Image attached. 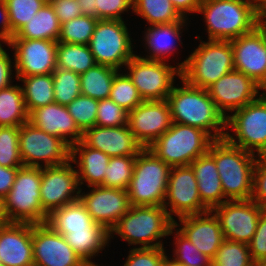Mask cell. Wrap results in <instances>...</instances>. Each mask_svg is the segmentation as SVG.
Here are the masks:
<instances>
[{"label": "cell", "mask_w": 266, "mask_h": 266, "mask_svg": "<svg viewBox=\"0 0 266 266\" xmlns=\"http://www.w3.org/2000/svg\"><path fill=\"white\" fill-rule=\"evenodd\" d=\"M254 266H266V259L254 263Z\"/></svg>", "instance_id": "cell-62"}, {"label": "cell", "mask_w": 266, "mask_h": 266, "mask_svg": "<svg viewBox=\"0 0 266 266\" xmlns=\"http://www.w3.org/2000/svg\"><path fill=\"white\" fill-rule=\"evenodd\" d=\"M172 125L167 100L143 101L128 112V126L136 140L148 148Z\"/></svg>", "instance_id": "cell-17"}, {"label": "cell", "mask_w": 266, "mask_h": 266, "mask_svg": "<svg viewBox=\"0 0 266 266\" xmlns=\"http://www.w3.org/2000/svg\"><path fill=\"white\" fill-rule=\"evenodd\" d=\"M86 146L110 157L137 155L143 146L136 140L128 125L120 127L93 126L82 133Z\"/></svg>", "instance_id": "cell-22"}, {"label": "cell", "mask_w": 266, "mask_h": 266, "mask_svg": "<svg viewBox=\"0 0 266 266\" xmlns=\"http://www.w3.org/2000/svg\"><path fill=\"white\" fill-rule=\"evenodd\" d=\"M19 149L22 163L27 167L57 166L71 160V146L68 143L34 127L30 122L20 126ZM38 161H43L45 165Z\"/></svg>", "instance_id": "cell-11"}, {"label": "cell", "mask_w": 266, "mask_h": 266, "mask_svg": "<svg viewBox=\"0 0 266 266\" xmlns=\"http://www.w3.org/2000/svg\"><path fill=\"white\" fill-rule=\"evenodd\" d=\"M109 98L127 112L133 110L143 102L136 86L132 83L128 75H123L120 72L114 77Z\"/></svg>", "instance_id": "cell-43"}, {"label": "cell", "mask_w": 266, "mask_h": 266, "mask_svg": "<svg viewBox=\"0 0 266 266\" xmlns=\"http://www.w3.org/2000/svg\"><path fill=\"white\" fill-rule=\"evenodd\" d=\"M204 216V217H203ZM182 227L178 230L211 260L224 242L219 221L212 211L178 218Z\"/></svg>", "instance_id": "cell-24"}, {"label": "cell", "mask_w": 266, "mask_h": 266, "mask_svg": "<svg viewBox=\"0 0 266 266\" xmlns=\"http://www.w3.org/2000/svg\"><path fill=\"white\" fill-rule=\"evenodd\" d=\"M2 266H34L32 224L8 223L0 227Z\"/></svg>", "instance_id": "cell-23"}, {"label": "cell", "mask_w": 266, "mask_h": 266, "mask_svg": "<svg viewBox=\"0 0 266 266\" xmlns=\"http://www.w3.org/2000/svg\"><path fill=\"white\" fill-rule=\"evenodd\" d=\"M181 79L202 89L208 88L223 75L234 70V53L230 41L208 40L178 63Z\"/></svg>", "instance_id": "cell-5"}, {"label": "cell", "mask_w": 266, "mask_h": 266, "mask_svg": "<svg viewBox=\"0 0 266 266\" xmlns=\"http://www.w3.org/2000/svg\"><path fill=\"white\" fill-rule=\"evenodd\" d=\"M231 127L236 138L228 132L224 138L250 153L255 154L256 150L259 157L266 149V93L259 94L256 100L235 110L232 115L228 114L226 129Z\"/></svg>", "instance_id": "cell-9"}, {"label": "cell", "mask_w": 266, "mask_h": 266, "mask_svg": "<svg viewBox=\"0 0 266 266\" xmlns=\"http://www.w3.org/2000/svg\"><path fill=\"white\" fill-rule=\"evenodd\" d=\"M190 165L195 172L202 204L211 211L226 202L227 199H224L222 182L214 158L207 152L195 159Z\"/></svg>", "instance_id": "cell-26"}, {"label": "cell", "mask_w": 266, "mask_h": 266, "mask_svg": "<svg viewBox=\"0 0 266 266\" xmlns=\"http://www.w3.org/2000/svg\"><path fill=\"white\" fill-rule=\"evenodd\" d=\"M16 78L24 83L21 88L28 114L37 108L55 102L52 74Z\"/></svg>", "instance_id": "cell-32"}, {"label": "cell", "mask_w": 266, "mask_h": 266, "mask_svg": "<svg viewBox=\"0 0 266 266\" xmlns=\"http://www.w3.org/2000/svg\"><path fill=\"white\" fill-rule=\"evenodd\" d=\"M6 223L2 210V200L0 199V227Z\"/></svg>", "instance_id": "cell-59"}, {"label": "cell", "mask_w": 266, "mask_h": 266, "mask_svg": "<svg viewBox=\"0 0 266 266\" xmlns=\"http://www.w3.org/2000/svg\"><path fill=\"white\" fill-rule=\"evenodd\" d=\"M213 141L203 129L172 123L148 148L170 167L187 166L206 154Z\"/></svg>", "instance_id": "cell-8"}, {"label": "cell", "mask_w": 266, "mask_h": 266, "mask_svg": "<svg viewBox=\"0 0 266 266\" xmlns=\"http://www.w3.org/2000/svg\"><path fill=\"white\" fill-rule=\"evenodd\" d=\"M34 266H82L85 262L47 223L32 224Z\"/></svg>", "instance_id": "cell-19"}, {"label": "cell", "mask_w": 266, "mask_h": 266, "mask_svg": "<svg viewBox=\"0 0 266 266\" xmlns=\"http://www.w3.org/2000/svg\"><path fill=\"white\" fill-rule=\"evenodd\" d=\"M260 24L263 26V28L266 30V13L261 15L260 17Z\"/></svg>", "instance_id": "cell-60"}, {"label": "cell", "mask_w": 266, "mask_h": 266, "mask_svg": "<svg viewBox=\"0 0 266 266\" xmlns=\"http://www.w3.org/2000/svg\"><path fill=\"white\" fill-rule=\"evenodd\" d=\"M29 122L22 88L10 85L0 89V127L21 126Z\"/></svg>", "instance_id": "cell-34"}, {"label": "cell", "mask_w": 266, "mask_h": 266, "mask_svg": "<svg viewBox=\"0 0 266 266\" xmlns=\"http://www.w3.org/2000/svg\"><path fill=\"white\" fill-rule=\"evenodd\" d=\"M98 19L82 15L61 24L57 42L89 45Z\"/></svg>", "instance_id": "cell-38"}, {"label": "cell", "mask_w": 266, "mask_h": 266, "mask_svg": "<svg viewBox=\"0 0 266 266\" xmlns=\"http://www.w3.org/2000/svg\"><path fill=\"white\" fill-rule=\"evenodd\" d=\"M180 226L174 221V229L176 230L174 257L172 259L184 266H212V260L200 252L187 237H185L176 227Z\"/></svg>", "instance_id": "cell-44"}, {"label": "cell", "mask_w": 266, "mask_h": 266, "mask_svg": "<svg viewBox=\"0 0 266 266\" xmlns=\"http://www.w3.org/2000/svg\"><path fill=\"white\" fill-rule=\"evenodd\" d=\"M66 107L82 133L96 125L98 100L81 94Z\"/></svg>", "instance_id": "cell-45"}, {"label": "cell", "mask_w": 266, "mask_h": 266, "mask_svg": "<svg viewBox=\"0 0 266 266\" xmlns=\"http://www.w3.org/2000/svg\"><path fill=\"white\" fill-rule=\"evenodd\" d=\"M165 257L164 247L133 248L123 266H162Z\"/></svg>", "instance_id": "cell-47"}, {"label": "cell", "mask_w": 266, "mask_h": 266, "mask_svg": "<svg viewBox=\"0 0 266 266\" xmlns=\"http://www.w3.org/2000/svg\"><path fill=\"white\" fill-rule=\"evenodd\" d=\"M54 97L57 104L67 106L81 95L80 74L70 70L56 68L52 73Z\"/></svg>", "instance_id": "cell-40"}, {"label": "cell", "mask_w": 266, "mask_h": 266, "mask_svg": "<svg viewBox=\"0 0 266 266\" xmlns=\"http://www.w3.org/2000/svg\"><path fill=\"white\" fill-rule=\"evenodd\" d=\"M0 15L2 17L0 22L2 28L0 31V40L7 43L10 40V23L4 0H0Z\"/></svg>", "instance_id": "cell-55"}, {"label": "cell", "mask_w": 266, "mask_h": 266, "mask_svg": "<svg viewBox=\"0 0 266 266\" xmlns=\"http://www.w3.org/2000/svg\"><path fill=\"white\" fill-rule=\"evenodd\" d=\"M69 162L41 167L40 202L47 216L54 210L79 200L82 188L79 185L77 170Z\"/></svg>", "instance_id": "cell-13"}, {"label": "cell", "mask_w": 266, "mask_h": 266, "mask_svg": "<svg viewBox=\"0 0 266 266\" xmlns=\"http://www.w3.org/2000/svg\"><path fill=\"white\" fill-rule=\"evenodd\" d=\"M61 23L47 2L12 38L58 41Z\"/></svg>", "instance_id": "cell-29"}, {"label": "cell", "mask_w": 266, "mask_h": 266, "mask_svg": "<svg viewBox=\"0 0 266 266\" xmlns=\"http://www.w3.org/2000/svg\"><path fill=\"white\" fill-rule=\"evenodd\" d=\"M29 122L48 134L60 137L70 146L82 140V132L67 107L56 102L33 110L29 114Z\"/></svg>", "instance_id": "cell-25"}, {"label": "cell", "mask_w": 266, "mask_h": 266, "mask_svg": "<svg viewBox=\"0 0 266 266\" xmlns=\"http://www.w3.org/2000/svg\"><path fill=\"white\" fill-rule=\"evenodd\" d=\"M261 89L264 90L263 93H266V82L261 86Z\"/></svg>", "instance_id": "cell-63"}, {"label": "cell", "mask_w": 266, "mask_h": 266, "mask_svg": "<svg viewBox=\"0 0 266 266\" xmlns=\"http://www.w3.org/2000/svg\"><path fill=\"white\" fill-rule=\"evenodd\" d=\"M258 158L262 160L264 163H266V149L261 153V155Z\"/></svg>", "instance_id": "cell-61"}, {"label": "cell", "mask_w": 266, "mask_h": 266, "mask_svg": "<svg viewBox=\"0 0 266 266\" xmlns=\"http://www.w3.org/2000/svg\"><path fill=\"white\" fill-rule=\"evenodd\" d=\"M173 230L174 221L163 206H131L109 233L110 238L116 233L130 245L157 248L163 247L158 239L173 234Z\"/></svg>", "instance_id": "cell-4"}, {"label": "cell", "mask_w": 266, "mask_h": 266, "mask_svg": "<svg viewBox=\"0 0 266 266\" xmlns=\"http://www.w3.org/2000/svg\"><path fill=\"white\" fill-rule=\"evenodd\" d=\"M77 154L79 156L78 160L76 159ZM110 158L102 151L86 146L82 141L72 145L70 162L78 164L79 185L86 181L88 183L87 187L101 186Z\"/></svg>", "instance_id": "cell-27"}, {"label": "cell", "mask_w": 266, "mask_h": 266, "mask_svg": "<svg viewBox=\"0 0 266 266\" xmlns=\"http://www.w3.org/2000/svg\"><path fill=\"white\" fill-rule=\"evenodd\" d=\"M132 11L145 18L151 26L186 21L170 0H133Z\"/></svg>", "instance_id": "cell-36"}, {"label": "cell", "mask_w": 266, "mask_h": 266, "mask_svg": "<svg viewBox=\"0 0 266 266\" xmlns=\"http://www.w3.org/2000/svg\"><path fill=\"white\" fill-rule=\"evenodd\" d=\"M209 40L231 41L254 30L261 15L249 0H202Z\"/></svg>", "instance_id": "cell-3"}, {"label": "cell", "mask_w": 266, "mask_h": 266, "mask_svg": "<svg viewBox=\"0 0 266 266\" xmlns=\"http://www.w3.org/2000/svg\"><path fill=\"white\" fill-rule=\"evenodd\" d=\"M118 72L115 68L95 64L80 74L81 94L98 101L109 98L114 77Z\"/></svg>", "instance_id": "cell-33"}, {"label": "cell", "mask_w": 266, "mask_h": 266, "mask_svg": "<svg viewBox=\"0 0 266 266\" xmlns=\"http://www.w3.org/2000/svg\"><path fill=\"white\" fill-rule=\"evenodd\" d=\"M170 258H168L167 256L164 258V261L162 263V266H184L181 265L180 263H177L174 260H169Z\"/></svg>", "instance_id": "cell-58"}, {"label": "cell", "mask_w": 266, "mask_h": 266, "mask_svg": "<svg viewBox=\"0 0 266 266\" xmlns=\"http://www.w3.org/2000/svg\"><path fill=\"white\" fill-rule=\"evenodd\" d=\"M251 199L266 209V163L259 158L254 168Z\"/></svg>", "instance_id": "cell-50"}, {"label": "cell", "mask_w": 266, "mask_h": 266, "mask_svg": "<svg viewBox=\"0 0 266 266\" xmlns=\"http://www.w3.org/2000/svg\"><path fill=\"white\" fill-rule=\"evenodd\" d=\"M255 7L256 11L263 15L266 13V0H249Z\"/></svg>", "instance_id": "cell-57"}, {"label": "cell", "mask_w": 266, "mask_h": 266, "mask_svg": "<svg viewBox=\"0 0 266 266\" xmlns=\"http://www.w3.org/2000/svg\"><path fill=\"white\" fill-rule=\"evenodd\" d=\"M96 19L122 20L121 14L133 8V0H94Z\"/></svg>", "instance_id": "cell-48"}, {"label": "cell", "mask_w": 266, "mask_h": 266, "mask_svg": "<svg viewBox=\"0 0 266 266\" xmlns=\"http://www.w3.org/2000/svg\"><path fill=\"white\" fill-rule=\"evenodd\" d=\"M95 64L89 45L57 42L56 68L82 74Z\"/></svg>", "instance_id": "cell-35"}, {"label": "cell", "mask_w": 266, "mask_h": 266, "mask_svg": "<svg viewBox=\"0 0 266 266\" xmlns=\"http://www.w3.org/2000/svg\"><path fill=\"white\" fill-rule=\"evenodd\" d=\"M212 266H254L249 245L225 239L212 259Z\"/></svg>", "instance_id": "cell-41"}, {"label": "cell", "mask_w": 266, "mask_h": 266, "mask_svg": "<svg viewBox=\"0 0 266 266\" xmlns=\"http://www.w3.org/2000/svg\"><path fill=\"white\" fill-rule=\"evenodd\" d=\"M129 35L123 20H98L89 43L96 64L117 70L126 65L135 56Z\"/></svg>", "instance_id": "cell-10"}, {"label": "cell", "mask_w": 266, "mask_h": 266, "mask_svg": "<svg viewBox=\"0 0 266 266\" xmlns=\"http://www.w3.org/2000/svg\"><path fill=\"white\" fill-rule=\"evenodd\" d=\"M81 6L82 15L96 18V7L94 0H78Z\"/></svg>", "instance_id": "cell-56"}, {"label": "cell", "mask_w": 266, "mask_h": 266, "mask_svg": "<svg viewBox=\"0 0 266 266\" xmlns=\"http://www.w3.org/2000/svg\"><path fill=\"white\" fill-rule=\"evenodd\" d=\"M171 167L149 148L137 155L127 189L131 206H163Z\"/></svg>", "instance_id": "cell-7"}, {"label": "cell", "mask_w": 266, "mask_h": 266, "mask_svg": "<svg viewBox=\"0 0 266 266\" xmlns=\"http://www.w3.org/2000/svg\"><path fill=\"white\" fill-rule=\"evenodd\" d=\"M94 222L80 200L54 210L46 221L55 232L63 236L69 230L87 229Z\"/></svg>", "instance_id": "cell-31"}, {"label": "cell", "mask_w": 266, "mask_h": 266, "mask_svg": "<svg viewBox=\"0 0 266 266\" xmlns=\"http://www.w3.org/2000/svg\"><path fill=\"white\" fill-rule=\"evenodd\" d=\"M264 208L252 199L227 200L211 211L217 217L225 239L249 244Z\"/></svg>", "instance_id": "cell-14"}, {"label": "cell", "mask_w": 266, "mask_h": 266, "mask_svg": "<svg viewBox=\"0 0 266 266\" xmlns=\"http://www.w3.org/2000/svg\"><path fill=\"white\" fill-rule=\"evenodd\" d=\"M10 23V39L35 15L48 0H4Z\"/></svg>", "instance_id": "cell-39"}, {"label": "cell", "mask_w": 266, "mask_h": 266, "mask_svg": "<svg viewBox=\"0 0 266 266\" xmlns=\"http://www.w3.org/2000/svg\"><path fill=\"white\" fill-rule=\"evenodd\" d=\"M16 77L52 74L56 70L57 41L11 38Z\"/></svg>", "instance_id": "cell-16"}, {"label": "cell", "mask_w": 266, "mask_h": 266, "mask_svg": "<svg viewBox=\"0 0 266 266\" xmlns=\"http://www.w3.org/2000/svg\"><path fill=\"white\" fill-rule=\"evenodd\" d=\"M136 155L111 157L102 187L127 190L133 175Z\"/></svg>", "instance_id": "cell-37"}, {"label": "cell", "mask_w": 266, "mask_h": 266, "mask_svg": "<svg viewBox=\"0 0 266 266\" xmlns=\"http://www.w3.org/2000/svg\"><path fill=\"white\" fill-rule=\"evenodd\" d=\"M12 63L9 54L6 53L0 42V89L11 85Z\"/></svg>", "instance_id": "cell-52"}, {"label": "cell", "mask_w": 266, "mask_h": 266, "mask_svg": "<svg viewBox=\"0 0 266 266\" xmlns=\"http://www.w3.org/2000/svg\"><path fill=\"white\" fill-rule=\"evenodd\" d=\"M248 245L254 263L266 259V209L261 213L257 229Z\"/></svg>", "instance_id": "cell-49"}, {"label": "cell", "mask_w": 266, "mask_h": 266, "mask_svg": "<svg viewBox=\"0 0 266 266\" xmlns=\"http://www.w3.org/2000/svg\"><path fill=\"white\" fill-rule=\"evenodd\" d=\"M20 126L0 127V166L23 167L19 149Z\"/></svg>", "instance_id": "cell-42"}, {"label": "cell", "mask_w": 266, "mask_h": 266, "mask_svg": "<svg viewBox=\"0 0 266 266\" xmlns=\"http://www.w3.org/2000/svg\"><path fill=\"white\" fill-rule=\"evenodd\" d=\"M128 125V112L110 98L98 101L96 126L120 127Z\"/></svg>", "instance_id": "cell-46"}, {"label": "cell", "mask_w": 266, "mask_h": 266, "mask_svg": "<svg viewBox=\"0 0 266 266\" xmlns=\"http://www.w3.org/2000/svg\"><path fill=\"white\" fill-rule=\"evenodd\" d=\"M63 237L84 262H91L92 256L104 250L109 243L110 233L104 226L94 222L87 229L69 230Z\"/></svg>", "instance_id": "cell-28"}, {"label": "cell", "mask_w": 266, "mask_h": 266, "mask_svg": "<svg viewBox=\"0 0 266 266\" xmlns=\"http://www.w3.org/2000/svg\"><path fill=\"white\" fill-rule=\"evenodd\" d=\"M208 153L215 160L225 199H251L255 154L230 144L225 138L214 140Z\"/></svg>", "instance_id": "cell-2"}, {"label": "cell", "mask_w": 266, "mask_h": 266, "mask_svg": "<svg viewBox=\"0 0 266 266\" xmlns=\"http://www.w3.org/2000/svg\"><path fill=\"white\" fill-rule=\"evenodd\" d=\"M128 77L136 86L143 101L167 100L172 92L174 76L181 78V69L164 61L147 60L135 55L126 63Z\"/></svg>", "instance_id": "cell-12"}, {"label": "cell", "mask_w": 266, "mask_h": 266, "mask_svg": "<svg viewBox=\"0 0 266 266\" xmlns=\"http://www.w3.org/2000/svg\"><path fill=\"white\" fill-rule=\"evenodd\" d=\"M185 22H177L171 24L152 25L146 29L145 42L148 45L149 53L151 54L146 58L147 60L164 61V57L169 55L176 43V39L180 40V33L182 26H185ZM174 46V47H173ZM172 50V51H171Z\"/></svg>", "instance_id": "cell-30"}, {"label": "cell", "mask_w": 266, "mask_h": 266, "mask_svg": "<svg viewBox=\"0 0 266 266\" xmlns=\"http://www.w3.org/2000/svg\"><path fill=\"white\" fill-rule=\"evenodd\" d=\"M41 167L18 169L12 188L2 199L3 215L8 223L43 224L48 216L40 202Z\"/></svg>", "instance_id": "cell-6"}, {"label": "cell", "mask_w": 266, "mask_h": 266, "mask_svg": "<svg viewBox=\"0 0 266 266\" xmlns=\"http://www.w3.org/2000/svg\"><path fill=\"white\" fill-rule=\"evenodd\" d=\"M92 187L87 194L80 190L79 200L92 219L110 232L131 207L128 192L118 188Z\"/></svg>", "instance_id": "cell-21"}, {"label": "cell", "mask_w": 266, "mask_h": 266, "mask_svg": "<svg viewBox=\"0 0 266 266\" xmlns=\"http://www.w3.org/2000/svg\"><path fill=\"white\" fill-rule=\"evenodd\" d=\"M230 43L234 53V69L262 86L266 82V30L259 24Z\"/></svg>", "instance_id": "cell-20"}, {"label": "cell", "mask_w": 266, "mask_h": 266, "mask_svg": "<svg viewBox=\"0 0 266 266\" xmlns=\"http://www.w3.org/2000/svg\"><path fill=\"white\" fill-rule=\"evenodd\" d=\"M174 8L185 19L187 13L197 12L202 0H170Z\"/></svg>", "instance_id": "cell-54"}, {"label": "cell", "mask_w": 266, "mask_h": 266, "mask_svg": "<svg viewBox=\"0 0 266 266\" xmlns=\"http://www.w3.org/2000/svg\"><path fill=\"white\" fill-rule=\"evenodd\" d=\"M21 167L0 166V199L2 200L13 186L18 169Z\"/></svg>", "instance_id": "cell-53"}, {"label": "cell", "mask_w": 266, "mask_h": 266, "mask_svg": "<svg viewBox=\"0 0 266 266\" xmlns=\"http://www.w3.org/2000/svg\"><path fill=\"white\" fill-rule=\"evenodd\" d=\"M259 89L261 86L252 78L235 69L206 88L209 97L225 118L228 114L226 111L233 112L256 100Z\"/></svg>", "instance_id": "cell-18"}, {"label": "cell", "mask_w": 266, "mask_h": 266, "mask_svg": "<svg viewBox=\"0 0 266 266\" xmlns=\"http://www.w3.org/2000/svg\"><path fill=\"white\" fill-rule=\"evenodd\" d=\"M61 24L82 16L78 0H48Z\"/></svg>", "instance_id": "cell-51"}, {"label": "cell", "mask_w": 266, "mask_h": 266, "mask_svg": "<svg viewBox=\"0 0 266 266\" xmlns=\"http://www.w3.org/2000/svg\"><path fill=\"white\" fill-rule=\"evenodd\" d=\"M163 207L173 221V214L181 218L209 211L200 200L195 172L191 165L171 167Z\"/></svg>", "instance_id": "cell-15"}, {"label": "cell", "mask_w": 266, "mask_h": 266, "mask_svg": "<svg viewBox=\"0 0 266 266\" xmlns=\"http://www.w3.org/2000/svg\"><path fill=\"white\" fill-rule=\"evenodd\" d=\"M181 81L183 86L173 87L167 98L172 123L194 126L203 129L214 140L223 139L226 118L217 109L207 90L191 86L182 79Z\"/></svg>", "instance_id": "cell-1"}]
</instances>
